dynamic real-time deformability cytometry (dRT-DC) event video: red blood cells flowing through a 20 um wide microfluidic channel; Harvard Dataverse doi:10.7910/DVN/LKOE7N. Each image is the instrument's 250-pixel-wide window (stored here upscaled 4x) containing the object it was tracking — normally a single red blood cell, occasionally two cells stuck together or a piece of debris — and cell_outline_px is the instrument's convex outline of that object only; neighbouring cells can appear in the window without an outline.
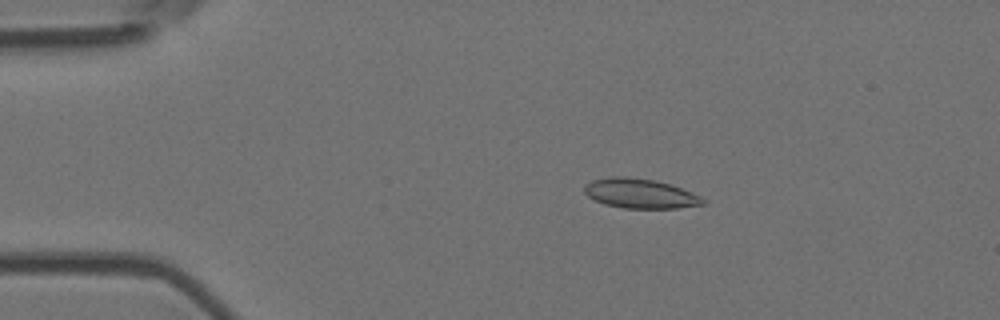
{"species": "Egyptian fruit bat (a non-hibernating species)", "species_latin": "Rousettus aegyptiacus", "temperature_condition": "room temperature", "stored_images_in_passage": 6, "camera_frame_rate_fps": 3000, "um_per_image_px": 0.085, "animal": {"sex": "female"}, "frame": {"image": 1, "passage_image": 3, "time_ms": 0.667, "image_size_px": [1000, 320], "cell_outline_px": [[708, 200], [704, 204], [676, 208], [624, 208], [604, 204], [588, 196], [584, 192], [584, 184], [592, 180], [612, 176], [624, 176], [652, 180], [668, 184], [680, 188], [700, 196]], "centroid_in_image_um": [54.38, 16.45], "position_along_channel_um": 30.6, "area_um2": 20.29}}
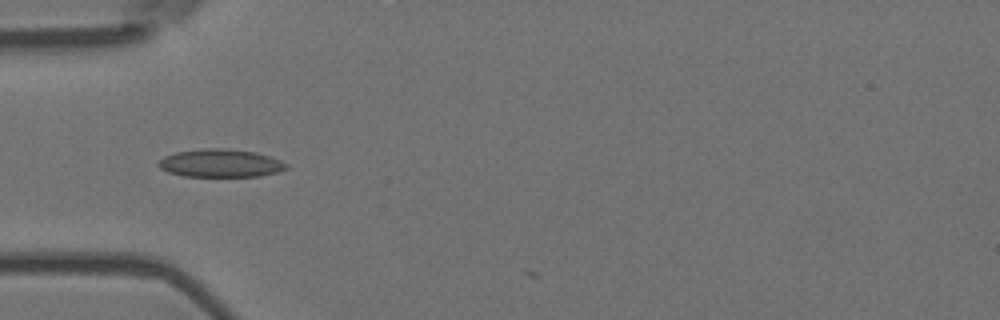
{"frame": {"image": 2, "passage_image": 5, "time_ms": 1.333, "image_size_px": [1000, 320], "cell_outline_px": [[288, 168], [276, 172], [260, 176], [184, 176], [168, 172], [160, 168], [156, 164], [164, 156], [176, 152], [204, 148], [220, 148], [256, 152], [280, 160], [288, 164]], "centroid_in_image_um": [18.72, 13.87], "position_along_channel_um": 66.3, "area_um2": 20.75}}
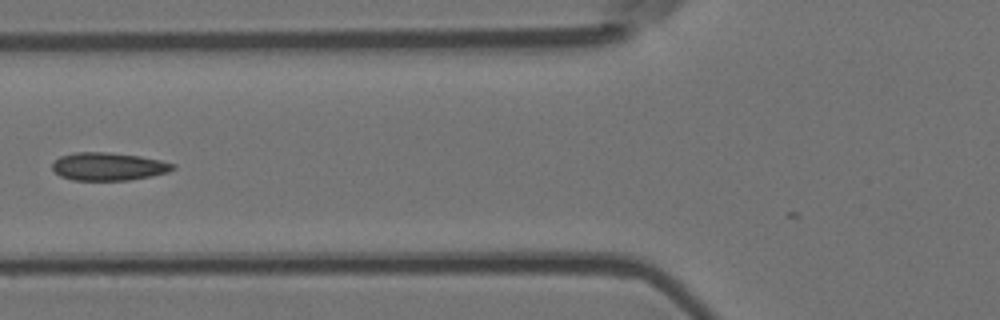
{"frame": {"image": 3, "passage_image": 6, "time_ms": 1.667, "image_size_px": [1000, 320], "cell_outline_px": [[176, 168], [168, 172], [152, 176], [128, 180], [72, 180], [60, 176], [52, 168], [52, 164], [60, 156], [76, 152], [108, 152], [140, 156], [160, 160], [176, 164]], "centroid_in_image_um": [9.24, 14.15], "position_along_channel_um": 116.6, "area_um2": 19.65}}